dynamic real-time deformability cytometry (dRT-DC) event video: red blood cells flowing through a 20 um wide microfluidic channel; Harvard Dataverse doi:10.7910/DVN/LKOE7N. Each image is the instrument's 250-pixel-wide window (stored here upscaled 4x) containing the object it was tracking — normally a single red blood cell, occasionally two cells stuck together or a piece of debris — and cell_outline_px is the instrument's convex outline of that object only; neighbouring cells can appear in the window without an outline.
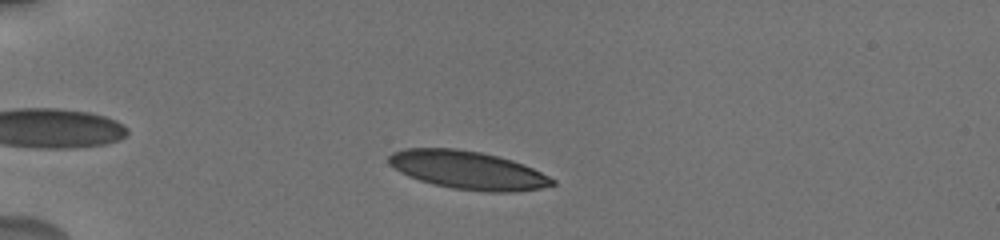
{"species": "human", "species_latin": "Homo sapiens", "temperature_condition": "cold", "stored_images_in_passage": 64, "camera_frame_rate_fps": 3000, "um_per_image_px": 0.085, "donor": {"sex": "male"}, "frame": {"image": 1, "passage_image": 8, "time_ms": 2.0, "image_size_px": [1000, 240], "cell_outline_px": [[556, 184], [540, 188], [512, 192], [488, 192], [452, 188], [432, 184], [408, 176], [400, 172], [388, 164], [388, 156], [392, 152], [404, 148], [456, 148], [480, 152], [512, 160], [532, 168], [556, 180]], "centroid_in_image_um": [39.72, 14.46], "position_along_channel_um": 45.3, "area_um2": 36.36}}
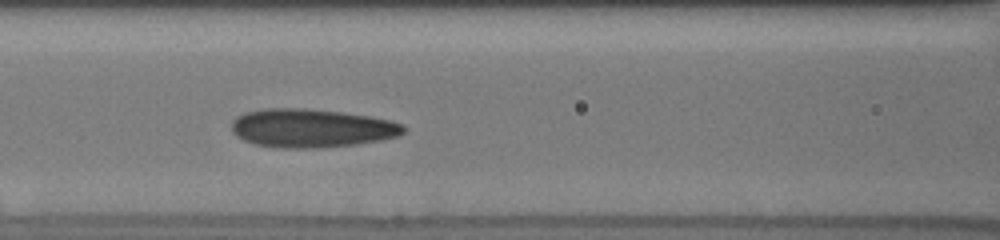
{"frame": {"image": 2, "passage_image": 24, "time_ms": 5.667, "image_size_px": [1000, 240], "cell_outline_px": [[404, 132], [396, 136], [380, 140], [356, 144], [316, 148], [280, 148], [256, 144], [244, 140], [236, 136], [232, 132], [232, 120], [236, 116], [244, 112], [264, 108], [304, 108], [340, 112], [368, 116], [388, 120], [404, 124]], "centroid_in_image_um": [26.42, 10.89], "position_along_channel_um": 140.2, "area_um2": 38.55}}
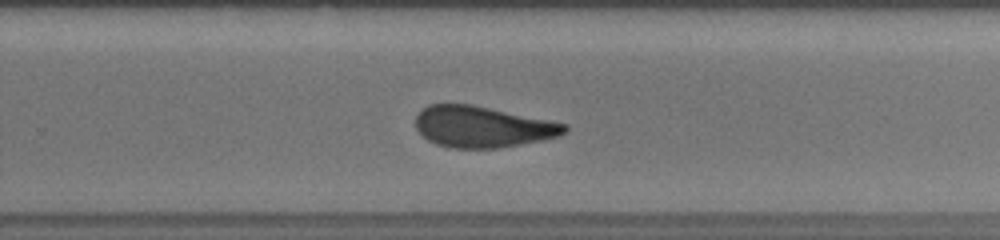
{"frame": {"image": 3, "passage_image": 41, "time_ms": 9.667, "image_size_px": [1000, 240], "cell_outline_px": [[568, 128], [560, 136], [544, 140], [496, 148], [452, 148], [436, 144], [428, 140], [416, 128], [416, 116], [428, 104], [472, 104], [568, 124]], "centroid_in_image_um": [41.02, 10.78], "position_along_channel_um": 288.8, "area_um2": 35.6}, "authors_computed_cell_mechanics": {"area_um2": 36.5874, "velocity_mm_per_s": 3.7391, "shape_relaxation_time_tau1_ms": 3.9472, "shape_relaxation_time_tau2_ms": 1.5677, "deformation_change_tau1": 0.1556, "deformation_change_tau2": 0.1042}}